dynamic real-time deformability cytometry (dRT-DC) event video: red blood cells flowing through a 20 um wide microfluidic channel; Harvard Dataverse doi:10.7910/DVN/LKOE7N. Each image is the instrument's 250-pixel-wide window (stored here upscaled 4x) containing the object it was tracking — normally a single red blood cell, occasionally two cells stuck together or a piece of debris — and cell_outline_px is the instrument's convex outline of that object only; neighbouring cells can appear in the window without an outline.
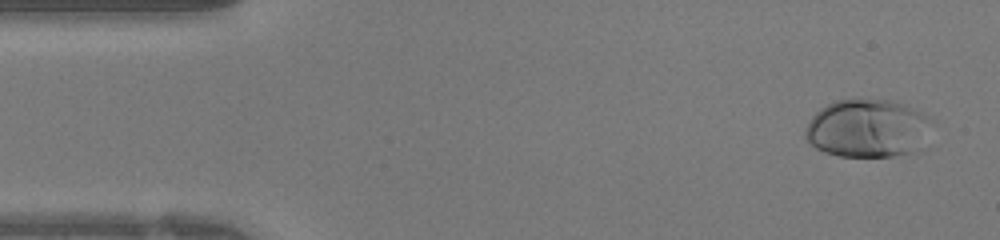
{"species": "human", "species_latin": "Homo sapiens", "temperature_condition": "warm", "stored_images_in_passage": 41, "camera_frame_rate_fps": 3000, "um_per_image_px": 0.085, "donor": {"sex": "female"}, "frame": {"image": 1, "passage_image": 2, "time_ms": 0.333, "image_size_px": [1000, 240], "cell_outline_px": [[936, 120], [908, 152], [892, 156], [840, 156], [824, 152], [816, 148], [804, 136], [804, 128], [812, 116], [820, 108], [836, 100], [860, 96], [888, 100], [904, 104]], "centroid_in_image_um": [73.64, 10.84], "position_along_channel_um": 11.4, "area_um2": 42.66}}
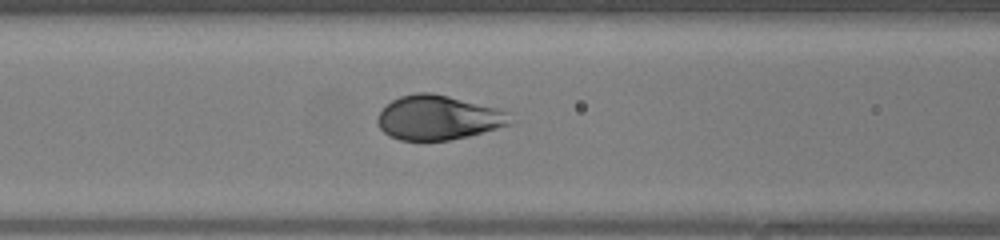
{"frame": {"image": 2, "passage_image": 16, "time_ms": 5.0, "image_size_px": [1000, 240], "cell_outline_px": [[512, 124], [468, 136], [448, 140], [400, 140], [388, 136], [376, 124], [376, 116], [392, 100], [400, 96], [416, 92], [432, 92], [512, 112]], "centroid_in_image_um": [37.24, 10.0], "position_along_channel_um": 129.4, "area_um2": 34.45}}
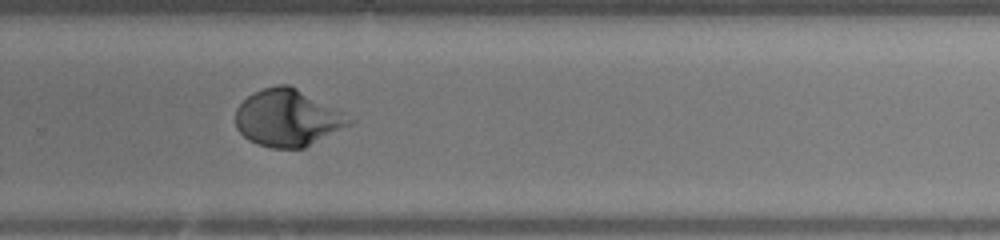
{"frame": {"image": 3, "passage_image": 27, "time_ms": 8.667, "image_size_px": [1000, 240], "cell_outline_px": [[356, 120], [352, 124], [304, 148], [272, 148], [248, 140], [236, 128], [236, 108], [252, 92], [276, 84], [288, 84], [344, 112]], "centroid_in_image_um": [24.46, 10.02], "position_along_channel_um": 305.3, "area_um2": 37.69}}